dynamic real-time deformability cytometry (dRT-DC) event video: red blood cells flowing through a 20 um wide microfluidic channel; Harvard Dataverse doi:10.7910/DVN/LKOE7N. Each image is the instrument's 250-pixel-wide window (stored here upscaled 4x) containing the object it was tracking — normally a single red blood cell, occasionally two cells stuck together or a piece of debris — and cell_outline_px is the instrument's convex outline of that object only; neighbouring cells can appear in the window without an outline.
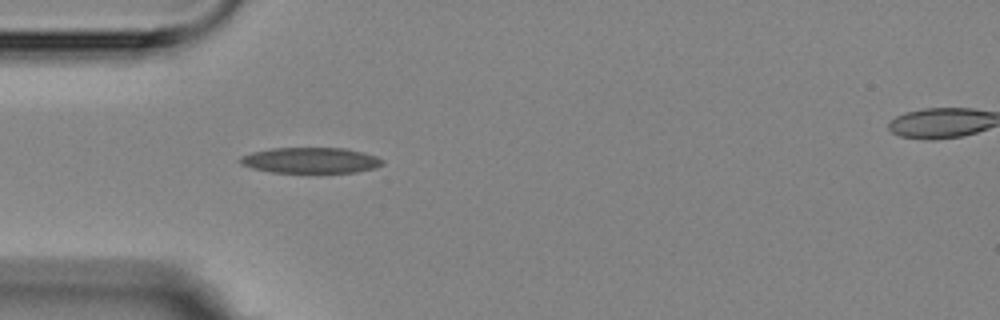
{"species": "Egyptian fruit bat (a non-hibernating species)", "species_latin": "Rousettus aegyptiacus", "temperature_condition": "room temperature", "stored_images_in_passage": 3, "segment_of_instrument_passage": [1, 2], "camera_frame_rate_fps": 3000, "um_per_image_px": 0.085, "animal": {"sex": "female"}, "frame": {"image": 1, "passage_image": 2, "time_ms": 1.333, "image_size_px": [1000, 320], "cell_outline_px": [[384, 164], [376, 168], [356, 172], [272, 172], [252, 168], [240, 164], [240, 156], [252, 152], [272, 148], [344, 148], [364, 152], [376, 156], [384, 160]], "centroid_in_image_um": [26.43, 13.62], "position_along_channel_um": 58.6, "area_um2": 21.33}}